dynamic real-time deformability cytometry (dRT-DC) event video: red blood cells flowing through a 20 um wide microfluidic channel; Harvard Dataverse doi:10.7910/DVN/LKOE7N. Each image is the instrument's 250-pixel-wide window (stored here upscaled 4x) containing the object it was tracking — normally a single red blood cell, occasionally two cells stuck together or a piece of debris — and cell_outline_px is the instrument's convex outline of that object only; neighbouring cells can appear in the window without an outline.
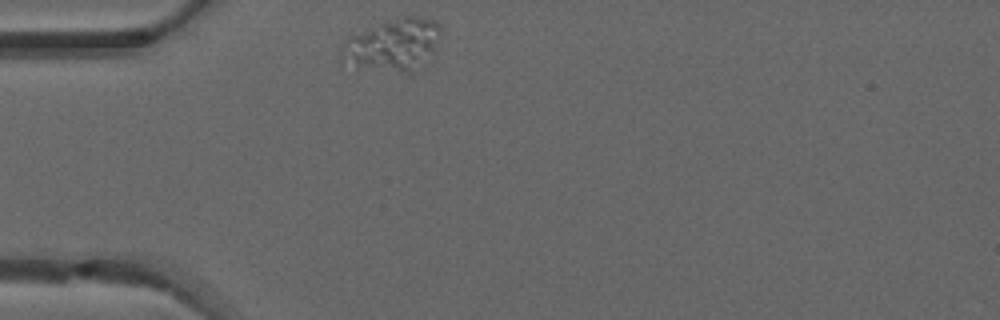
{"species": "common noctule bat (a hibernating species)", "species_latin": "Nyctalus noctula", "temperature_condition": "warm", "stored_images_in_passage": 32, "camera_frame_rate_fps": 3000, "um_per_image_px": 0.085, "animal": {"sex": "male", "forearm_length_mm": 52.5}, "frame": {"image": 1, "passage_image": 1, "time_ms": 0.0, "image_size_px": [1000, 320], "cell_outline_px": [[440, 32], [432, 60], [412, 72], [404, 72], [340, 64], [340, 48], [344, 40], [348, 36], [404, 16], [412, 16], [432, 20], [440, 28]], "centroid_in_image_um": [33.38, 3.85], "position_along_channel_um": 51.6, "area_um2": 30.0}}
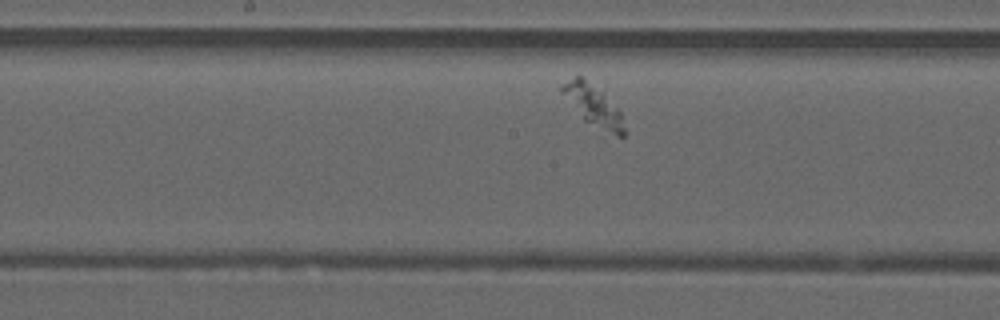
{"frame": {"image": 2, "passage_image": 14, "time_ms": 4.333, "image_size_px": [1000, 320], "cell_outline_px": [[628, 132], [624, 136], [616, 136], [584, 120], [560, 92], [560, 88], [564, 84], [576, 76], [580, 76], [600, 92], [620, 112]], "centroid_in_image_um": [50.46, 9.04], "position_along_channel_um": 197.7, "area_um2": 14.16}}
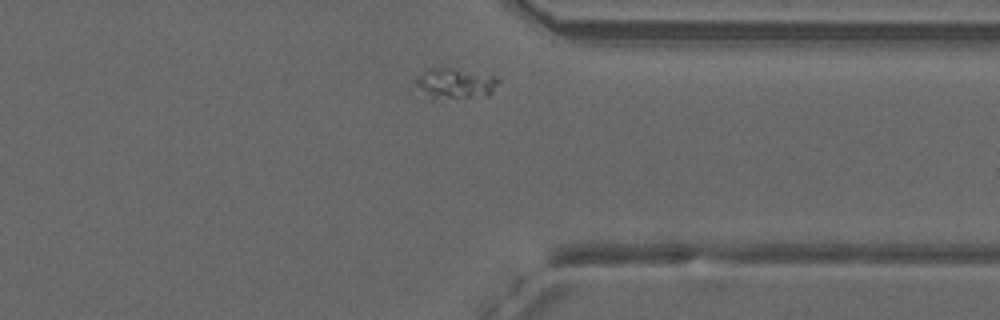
{"frame": {"image": 3, "passage_image": 28, "time_ms": 9.0, "image_size_px": [1000, 320], "cell_outline_px": [[500, 80], [492, 92], [488, 96], [432, 100], [428, 100], [416, 84], [416, 80], [428, 68], [452, 68], [492, 76]], "centroid_in_image_um": [38.66, 7.14], "position_along_channel_um": 372.7, "area_um2": 14.68}}